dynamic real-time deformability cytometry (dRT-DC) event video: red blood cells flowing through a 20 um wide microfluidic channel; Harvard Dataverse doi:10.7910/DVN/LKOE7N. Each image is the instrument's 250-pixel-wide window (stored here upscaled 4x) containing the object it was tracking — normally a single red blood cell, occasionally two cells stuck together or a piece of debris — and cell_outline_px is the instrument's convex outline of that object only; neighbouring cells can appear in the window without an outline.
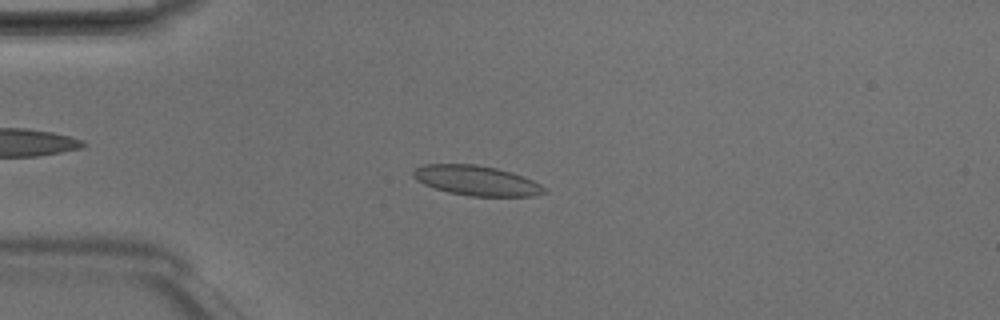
{"species": "Egyptian fruit bat (a non-hibernating species)", "species_latin": "Rousettus aegyptiacus", "temperature_condition": "room temperature", "stored_images_in_passage": 4, "camera_frame_rate_fps": 3000, "um_per_image_px": 0.085, "animal": {"sex": "male"}, "frame": {"image": 1, "passage_image": 3, "time_ms": 0.667, "image_size_px": [1000, 320], "cell_outline_px": [[548, 192], [532, 196], [468, 196], [448, 192], [424, 184], [416, 180], [412, 176], [412, 172], [416, 168], [424, 164], [476, 164], [496, 168], [512, 172], [532, 180], [540, 184]], "centroid_in_image_um": [40.49, 15.34], "position_along_channel_um": 44.5, "area_um2": 22.77}}